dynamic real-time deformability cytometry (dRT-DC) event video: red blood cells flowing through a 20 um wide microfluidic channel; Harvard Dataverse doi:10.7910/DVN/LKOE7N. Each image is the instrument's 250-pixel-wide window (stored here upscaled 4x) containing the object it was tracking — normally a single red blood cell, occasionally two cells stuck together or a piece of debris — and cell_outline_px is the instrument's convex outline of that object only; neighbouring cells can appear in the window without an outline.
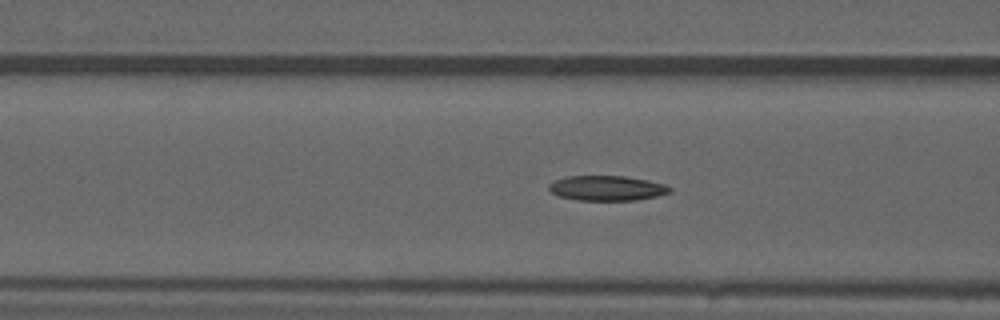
{"species": "common noctule bat (a hibernating species)", "species_latin": "Nyctalus noctula", "temperature_condition": "warm", "stored_images_in_passage": 46, "camera_frame_rate_fps": 3000, "um_per_image_px": 0.085, "animal": {"sex": "male", "forearm_length_mm": 52.5}, "frame": {"image": 1, "passage_image": 20, "time_ms": 6.333, "image_size_px": [1000, 320], "cell_outline_px": [[672, 192], [656, 196], [636, 200], [576, 200], [560, 196], [552, 192], [548, 188], [548, 184], [556, 180], [568, 176], [624, 176], [648, 180], [664, 184], [672, 188]], "centroid_in_image_um": [51.6, 15.99], "position_along_channel_um": 115.0, "area_um2": 17.51}, "authors_computed_cell_mechanics": {"area_um2": 17.7446, "velocity_mm_per_s": 3.7198, "shape_relaxation_time_tau1_ms": null, "shape_relaxation_time_tau2_ms": 8.9351, "deformation_change_tau1": null, "deformation_change_tau2": 0.1662}}